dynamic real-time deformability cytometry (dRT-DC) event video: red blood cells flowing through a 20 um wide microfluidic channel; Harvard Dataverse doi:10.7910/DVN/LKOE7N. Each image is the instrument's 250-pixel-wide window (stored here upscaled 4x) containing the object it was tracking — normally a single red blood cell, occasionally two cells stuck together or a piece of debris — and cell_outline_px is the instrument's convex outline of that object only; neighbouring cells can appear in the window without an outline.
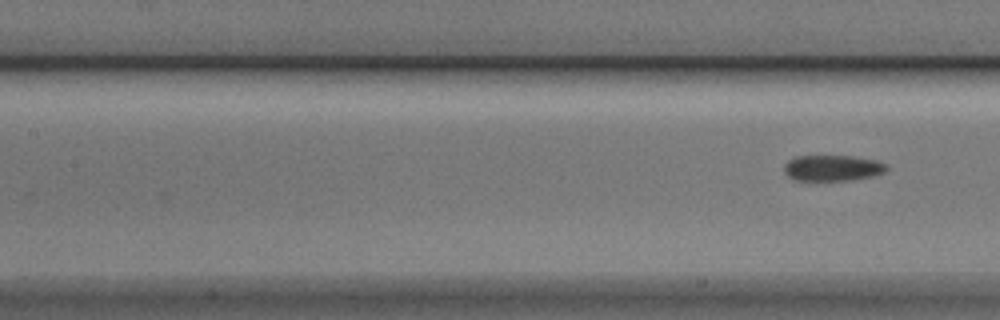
{"species": "Egyptian fruit bat (a non-hibernating species)", "species_latin": "Rousettus aegyptiacus", "temperature_condition": "cold", "stored_images_in_passage": 8, "camera_frame_rate_fps": 3000, "um_per_image_px": 0.085, "animal": {"sex": "male"}, "frame": {"image": 1, "passage_image": 8, "time_ms": 2.333, "image_size_px": [1000, 320], "cell_outline_px": [[888, 168], [884, 172], [872, 176], [852, 180], [792, 180], [784, 172], [784, 164], [788, 160], [796, 156], [852, 156], [876, 160], [884, 164]], "centroid_in_image_um": [70.73, 14.28], "position_along_channel_um": 136.7, "area_um2": 15.43}}